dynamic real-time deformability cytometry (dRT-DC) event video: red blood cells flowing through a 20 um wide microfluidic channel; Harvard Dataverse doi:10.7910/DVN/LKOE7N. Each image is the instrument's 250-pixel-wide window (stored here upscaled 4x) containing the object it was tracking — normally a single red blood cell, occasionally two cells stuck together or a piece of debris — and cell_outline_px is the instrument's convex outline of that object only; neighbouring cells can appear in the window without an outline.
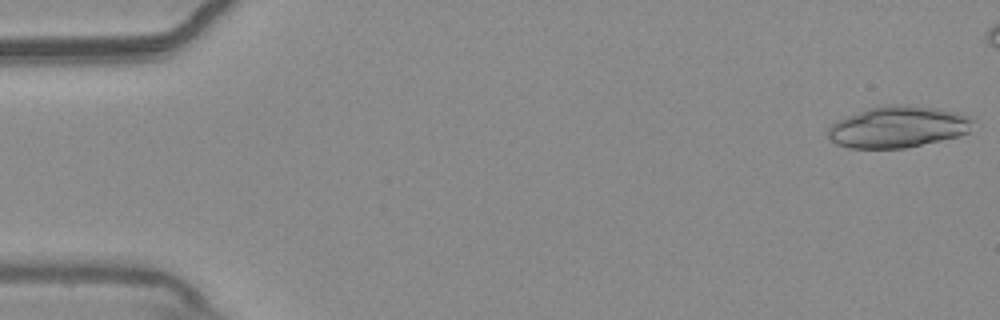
{"species": "common noctule bat (a hibernating species)", "species_latin": "Nyctalus noctula", "temperature_condition": "warm", "stored_images_in_passage": 12, "camera_frame_rate_fps": 3000, "um_per_image_px": 0.085, "animal": {"sex": "male", "body_mass_g": 20.4}, "frame": {"image": 1, "passage_image": 1, "time_ms": 0.0, "image_size_px": [1000, 320], "cell_outline_px": [[976, 120], [968, 132], [956, 136], [940, 140], [904, 148], [848, 148], [836, 144], [828, 136], [828, 128], [836, 120], [868, 108], [884, 104], [908, 104], [936, 108], [960, 112], [972, 116]], "centroid_in_image_um": [76.35, 10.76], "position_along_channel_um": 8.7, "area_um2": 35.32}}